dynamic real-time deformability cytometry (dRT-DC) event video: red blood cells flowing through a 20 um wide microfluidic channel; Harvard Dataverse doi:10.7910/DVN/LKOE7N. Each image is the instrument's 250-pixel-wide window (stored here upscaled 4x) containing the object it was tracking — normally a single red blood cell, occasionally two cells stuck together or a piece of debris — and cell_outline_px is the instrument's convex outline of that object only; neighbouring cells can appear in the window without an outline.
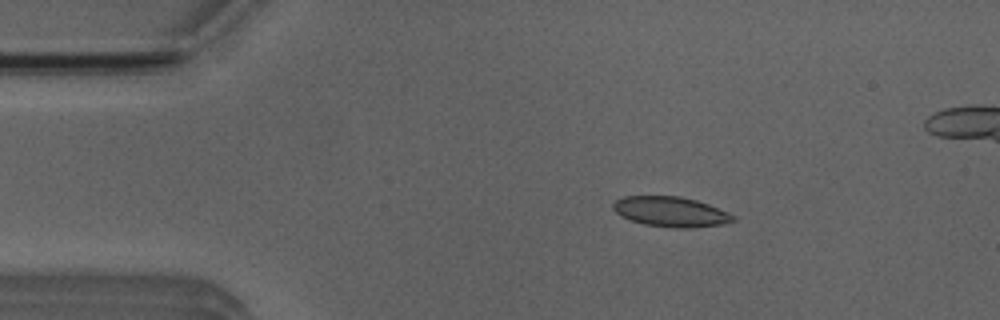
{"species": "Egyptian fruit bat (a non-hibernating species)", "species_latin": "Rousettus aegyptiacus", "temperature_condition": "room temperature", "stored_images_in_passage": 4, "camera_frame_rate_fps": 3000, "um_per_image_px": 0.085, "animal": {"sex": "male"}, "frame": {"image": 1, "passage_image": 2, "time_ms": 1.0, "image_size_px": [1000, 320], "cell_outline_px": [[736, 220], [720, 224], [692, 228], [672, 228], [644, 224], [620, 216], [612, 208], [612, 204], [616, 200], [624, 196], [680, 196], [696, 200], [708, 204], [732, 216]], "centroid_in_image_um": [56.94, 17.99], "position_along_channel_um": 28.1, "area_um2": 20.75}}